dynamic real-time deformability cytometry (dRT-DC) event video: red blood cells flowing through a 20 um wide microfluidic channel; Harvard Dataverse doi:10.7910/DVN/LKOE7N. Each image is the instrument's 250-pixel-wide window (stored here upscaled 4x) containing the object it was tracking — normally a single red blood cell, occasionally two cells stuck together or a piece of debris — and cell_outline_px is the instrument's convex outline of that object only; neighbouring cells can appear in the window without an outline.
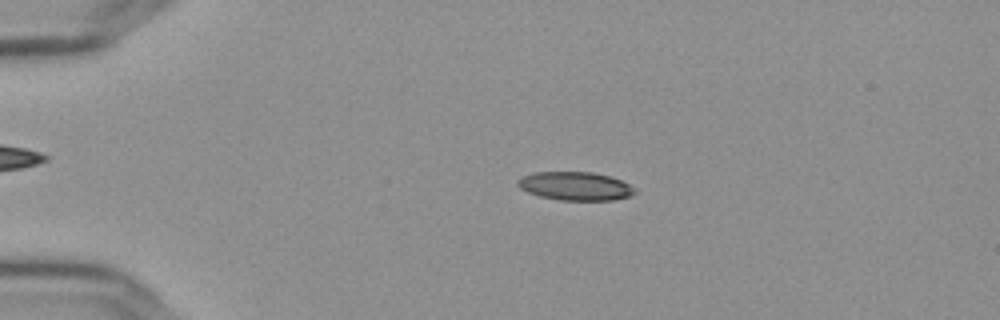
{"species": "Egyptian fruit bat (a non-hibernating species)", "species_latin": "Rousettus aegyptiacus", "temperature_condition": "cold", "stored_images_in_passage": 55, "camera_frame_rate_fps": 3000, "um_per_image_px": 0.085, "frame": {"image": 1, "passage_image": 11, "time_ms": 3.333, "image_size_px": [1000, 320], "cell_outline_px": [[636, 192], [628, 196], [612, 200], [560, 200], [540, 196], [528, 192], [520, 188], [516, 184], [516, 180], [524, 176], [536, 172], [592, 172], [608, 176], [620, 180], [636, 188]], "centroid_in_image_um": [48.88, 15.82], "position_along_channel_um": 36.1, "area_um2": 19.25}}
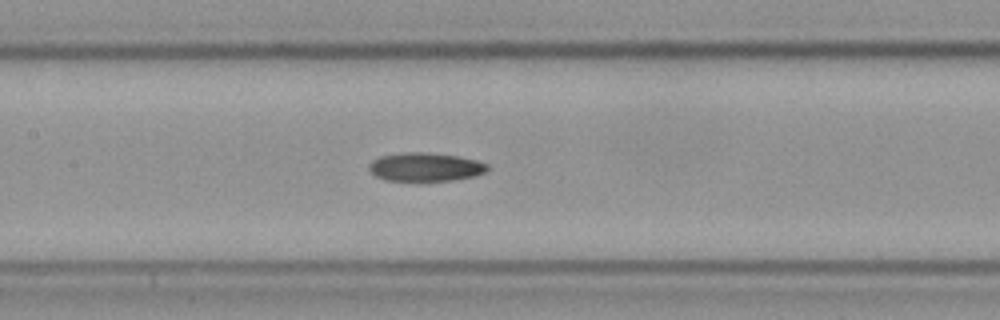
{"frame": {"image": 2, "passage_image": 26, "time_ms": 8.333, "image_size_px": [1000, 320], "cell_outline_px": [[488, 168], [484, 172], [472, 176], [448, 180], [384, 180], [376, 176], [368, 168], [368, 164], [372, 160], [380, 156], [400, 152], [424, 152], [460, 156], [476, 160], [488, 164]], "centroid_in_image_um": [36.11, 14.17], "position_along_channel_um": 171.3, "area_um2": 19.54}}
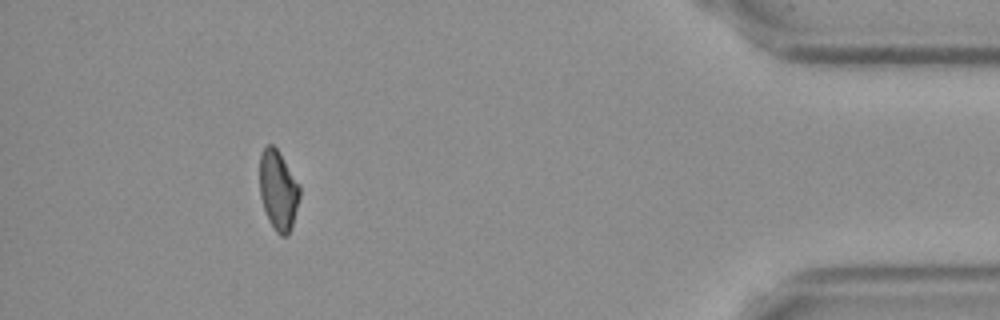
{"frame": {"image": 3, "passage_image": 50, "time_ms": 16.333, "image_size_px": [1000, 320], "cell_outline_px": [[300, 196], [292, 224], [288, 236], [280, 236], [276, 232], [268, 220], [260, 196], [260, 156], [264, 148], [268, 144], [272, 144], [276, 148], [300, 184]], "centroid_in_image_um": [23.65, 16.19], "position_along_channel_um": 411.5, "area_um2": 18.5}}